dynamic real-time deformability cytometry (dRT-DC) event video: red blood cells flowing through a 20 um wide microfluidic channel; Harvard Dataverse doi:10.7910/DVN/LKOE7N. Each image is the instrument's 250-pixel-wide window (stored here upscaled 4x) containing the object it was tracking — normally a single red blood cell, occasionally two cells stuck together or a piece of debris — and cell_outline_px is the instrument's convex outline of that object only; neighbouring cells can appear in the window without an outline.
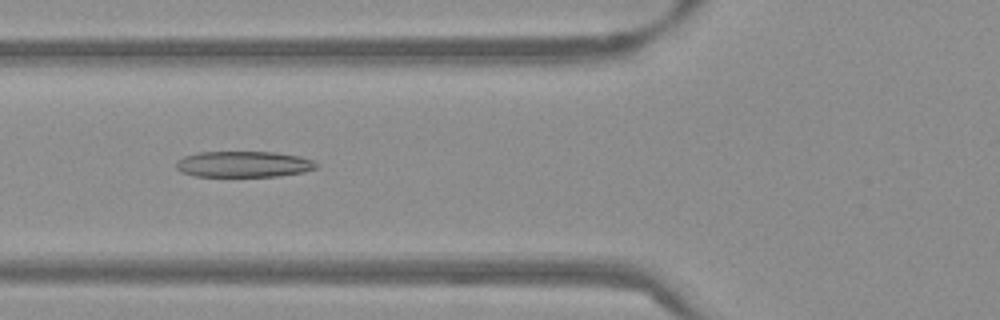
{"species": "Egyptian fruit bat (a non-hibernating species)", "species_latin": "Rousettus aegyptiacus", "temperature_condition": "warm", "stored_images_in_passage": 53, "camera_frame_rate_fps": 3000, "um_per_image_px": 0.085, "frame": {"image": 1, "passage_image": 20, "time_ms": 6.333, "image_size_px": [1000, 320], "cell_outline_px": [[320, 164], [316, 168], [304, 172], [276, 176], [196, 176], [180, 172], [176, 168], [176, 160], [184, 156], [196, 152], [276, 152], [300, 156], [312, 160]], "centroid_in_image_um": [20.7, 13.95], "position_along_channel_um": 105.1, "area_um2": 21.39}}
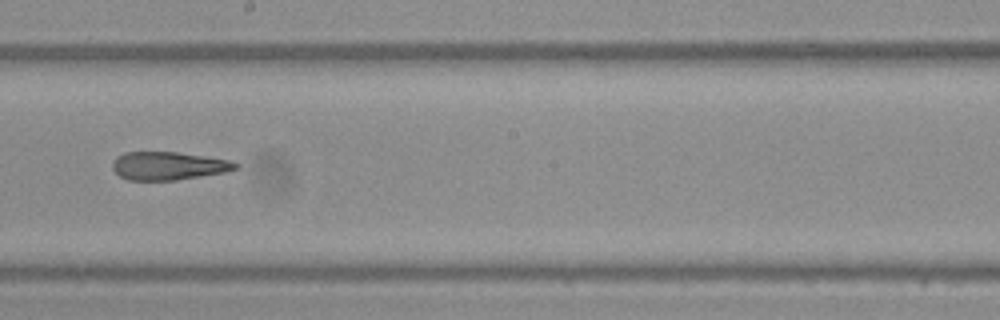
{"frame": {"image": 2, "passage_image": 30, "time_ms": 9.667, "image_size_px": [1000, 320], "cell_outline_px": [[240, 164], [236, 168], [224, 172], [176, 180], [128, 180], [120, 176], [112, 168], [112, 164], [116, 156], [124, 152], [176, 152], [204, 156], [228, 160]], "centroid_in_image_um": [14.27, 14.09], "position_along_channel_um": 233.9, "area_um2": 20.0}}
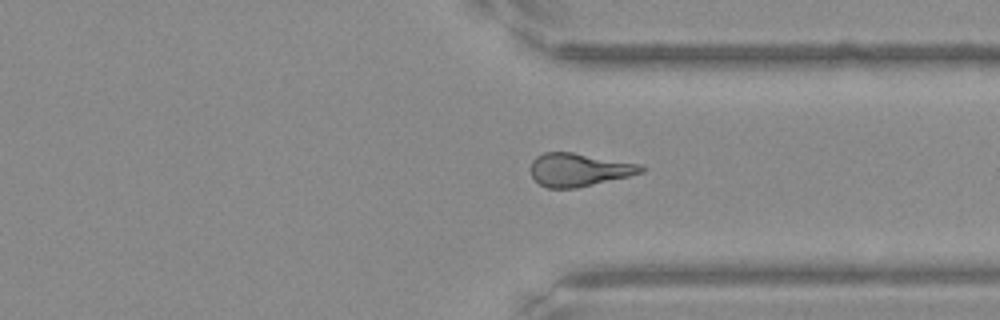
{"frame": {"image": 3, "passage_image": 40, "time_ms": 13.0, "image_size_px": [1000, 320], "cell_outline_px": [[644, 172], [628, 176], [576, 188], [548, 188], [540, 184], [532, 176], [532, 160], [536, 156], [544, 152], [572, 152], [640, 164], [644, 168]], "centroid_in_image_um": [49.2, 14.42], "position_along_channel_um": 362.2, "area_um2": 21.04}, "authors_computed_cell_mechanics": {"area_um2": 21.5594, "velocity_mm_per_s": 3.8469, "shape_relaxation_time_tau1_ms": null, "shape_relaxation_time_tau2_ms": 2.4501, "deformation_change_tau1": null, "deformation_change_tau2": 0.1332}}